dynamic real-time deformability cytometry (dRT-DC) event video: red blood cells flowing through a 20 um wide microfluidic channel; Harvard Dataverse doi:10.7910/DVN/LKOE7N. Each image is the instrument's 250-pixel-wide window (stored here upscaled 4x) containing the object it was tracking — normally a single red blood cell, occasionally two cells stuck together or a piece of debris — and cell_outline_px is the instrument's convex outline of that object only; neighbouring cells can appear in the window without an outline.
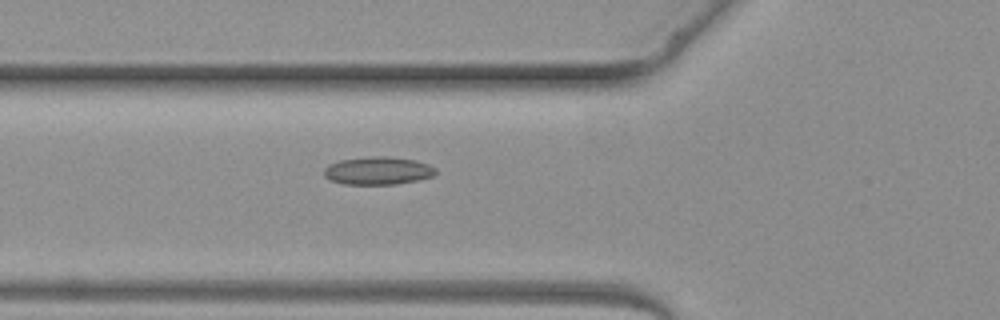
{"species": "common noctule bat (a hibernating species)", "species_latin": "Nyctalus noctula", "temperature_condition": "warm", "stored_images_in_passage": 3, "camera_frame_rate_fps": 3000, "um_per_image_px": 0.085, "animal": {"sex": "female", "body_mass_g": 19.3, "forearm_length_mm": 54.1}, "frame": {"image": 1, "passage_image": 3, "time_ms": 2.667, "image_size_px": [1000, 320], "cell_outline_px": [[436, 172], [432, 176], [416, 180], [396, 184], [344, 184], [328, 180], [324, 176], [324, 168], [328, 164], [340, 160], [368, 156], [388, 156], [416, 160], [428, 164], [436, 168]], "centroid_in_image_um": [32.09, 14.5], "position_along_channel_um": 93.7, "area_um2": 18.26}}